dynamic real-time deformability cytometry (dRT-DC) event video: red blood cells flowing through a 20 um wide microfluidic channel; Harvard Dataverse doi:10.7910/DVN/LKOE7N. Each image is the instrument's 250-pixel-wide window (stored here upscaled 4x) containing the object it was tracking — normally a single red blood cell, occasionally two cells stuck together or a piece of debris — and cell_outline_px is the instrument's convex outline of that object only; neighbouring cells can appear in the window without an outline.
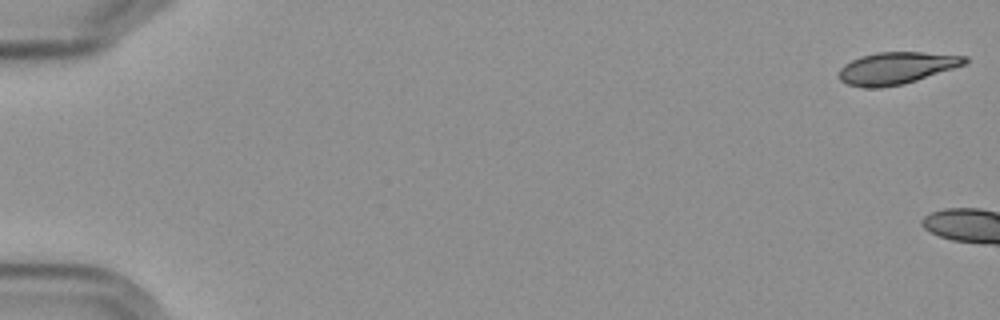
{"species": "Egyptian fruit bat (a non-hibernating species)", "species_latin": "Rousettus aegyptiacus", "temperature_condition": "cold", "stored_images_in_passage": 2, "camera_frame_rate_fps": 3000, "um_per_image_px": 0.085, "frame": {"image": 1, "passage_image": 1, "time_ms": 0.0, "image_size_px": [1000, 320], "cell_outline_px": [[968, 64], [904, 84], [880, 88], [868, 88], [848, 84], [840, 80], [840, 68], [844, 64], [860, 56], [876, 52], [924, 52], [968, 56]], "centroid_in_image_um": [76.24, 5.78], "position_along_channel_um": 8.8, "area_um2": 23.64}}